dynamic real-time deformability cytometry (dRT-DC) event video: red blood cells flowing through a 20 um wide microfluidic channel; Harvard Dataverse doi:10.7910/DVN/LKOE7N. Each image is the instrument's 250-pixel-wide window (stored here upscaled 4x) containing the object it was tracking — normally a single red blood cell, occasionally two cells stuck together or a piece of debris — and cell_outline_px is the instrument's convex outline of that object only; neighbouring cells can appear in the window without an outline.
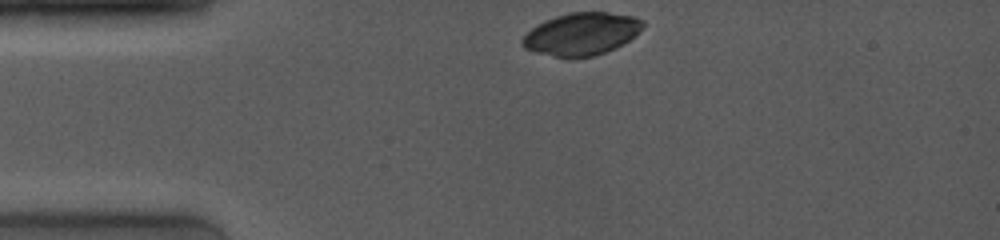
{"species": "common noctule bat (a hibernating species)", "species_latin": "Nyctalus noctula", "temperature_condition": "room temperature", "stored_images_in_passage": 34, "camera_frame_rate_fps": 4000, "um_per_image_px": 0.085, "animal": {"sex": "female", "body_mass_g": 19.0, "forearm_length_mm": 53.3}, "frame": {"image": 1, "passage_image": 1, "time_ms": 0.0, "image_size_px": [1000, 240], "cell_outline_px": [[644, 24], [640, 32], [624, 44], [616, 48], [592, 56], [552, 56], [536, 52], [524, 48], [520, 44], [520, 40], [536, 24], [556, 16], [572, 12], [608, 12], [632, 16], [644, 20]], "centroid_in_image_um": [49.44, 2.87], "position_along_channel_um": 35.6, "area_um2": 29.65}}
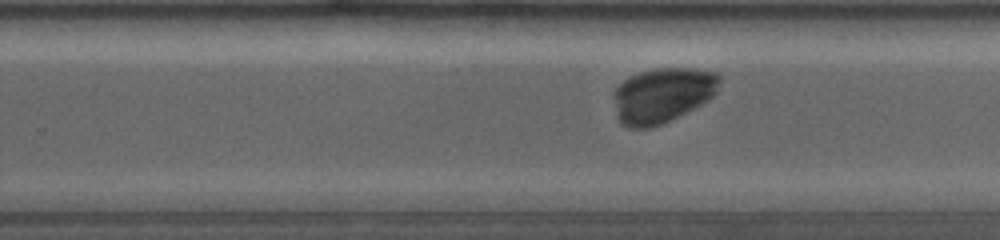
{"frame": {"image": 2, "passage_image": 24, "time_ms": 7.0, "image_size_px": [1000, 240], "cell_outline_px": [[720, 80], [716, 92], [708, 100], [660, 124], [648, 128], [628, 128], [620, 124], [616, 116], [612, 96], [616, 88], [624, 80], [640, 72], [656, 68], [692, 68], [716, 72], [720, 76]], "centroid_in_image_um": [56.26, 8.08], "position_along_channel_um": 273.5, "area_um2": 33.76}}
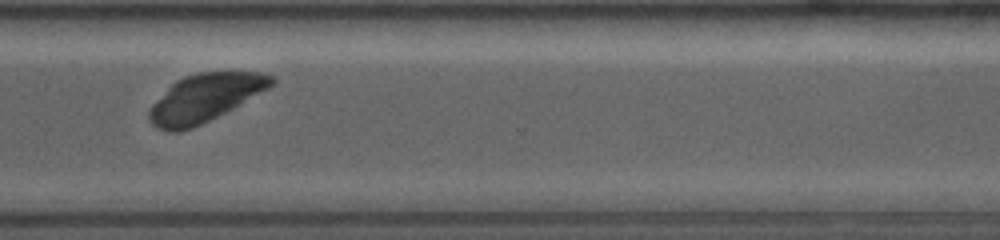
{"frame": {"image": 3, "passage_image": 31, "time_ms": 9.0, "image_size_px": [1000, 240], "cell_outline_px": [[276, 84], [232, 108], [192, 128], [180, 132], [168, 132], [156, 128], [148, 120], [148, 108], [176, 80], [184, 76], [200, 72], [264, 72], [276, 76]], "centroid_in_image_um": [17.41, 8.32], "position_along_channel_um": 353.2, "area_um2": 33.99}}